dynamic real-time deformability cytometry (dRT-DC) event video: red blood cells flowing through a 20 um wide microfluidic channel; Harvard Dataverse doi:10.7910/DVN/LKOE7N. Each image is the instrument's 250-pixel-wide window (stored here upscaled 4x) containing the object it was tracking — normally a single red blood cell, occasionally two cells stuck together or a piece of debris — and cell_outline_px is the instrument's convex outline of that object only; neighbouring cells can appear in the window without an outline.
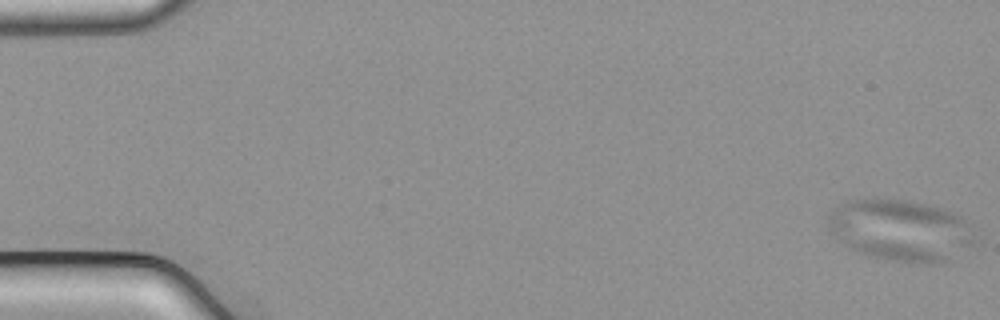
{"species": "common noctule bat (a hibernating species)", "species_latin": "Nyctalus noctula", "temperature_condition": "cold", "stored_images_in_passage": 55, "camera_frame_rate_fps": 3000, "um_per_image_px": 0.085, "animal": {"sex": "male", "body_mass_g": 21.5, "forearm_length_mm": 52.0}, "frame": {"image": 1, "passage_image": 1, "time_ms": 0.0, "image_size_px": [1000, 320], "cell_outline_px": [[972, 244], [948, 260], [940, 264], [912, 264], [888, 260], [868, 256], [836, 240], [828, 224], [828, 212], [832, 208], [848, 200], [876, 196], [908, 200], [940, 208], [960, 216], [968, 224], [972, 236]], "centroid_in_image_um": [76.47, 19.56], "position_along_channel_um": 8.5, "area_um2": 53.06}}
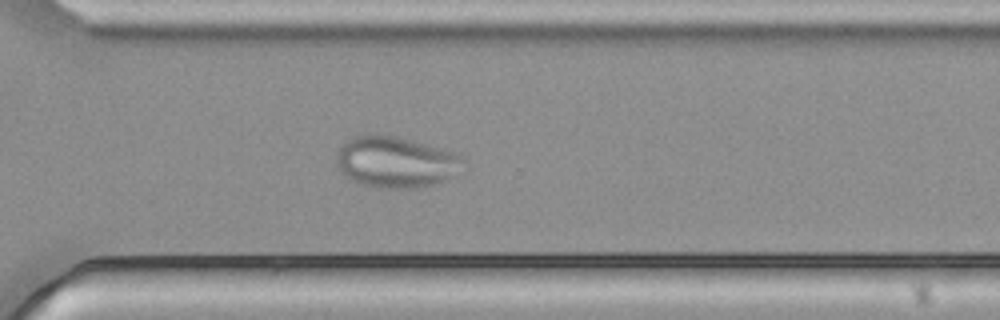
{"frame": {"image": 2, "passage_image": 40, "time_ms": 13.0, "image_size_px": [1000, 320], "cell_outline_px": [[468, 168], [460, 176], [420, 188], [376, 188], [360, 184], [344, 176], [340, 172], [336, 164], [336, 152], [348, 140], [356, 136], [368, 132], [396, 136], [464, 152], [468, 160]], "centroid_in_image_um": [33.81, 13.77], "position_along_channel_um": 336.8, "area_um2": 39.88}}
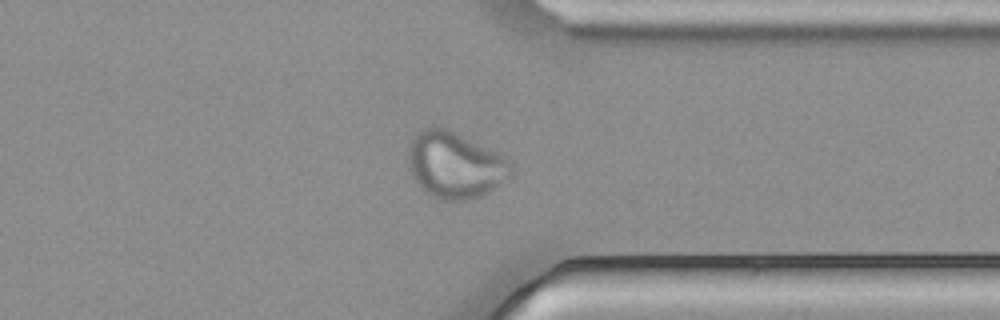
{"frame": {"image": 3, "passage_image": 43, "time_ms": 14.0, "image_size_px": [1000, 320], "cell_outline_px": [[512, 176], [488, 192], [480, 196], [468, 200], [440, 200], [424, 192], [420, 188], [412, 176], [408, 168], [408, 152], [412, 140], [416, 132], [432, 124], [448, 128], [504, 156], [512, 164]], "centroid_in_image_um": [38.64, 14.02], "position_along_channel_um": 372.8, "area_um2": 40.17}}